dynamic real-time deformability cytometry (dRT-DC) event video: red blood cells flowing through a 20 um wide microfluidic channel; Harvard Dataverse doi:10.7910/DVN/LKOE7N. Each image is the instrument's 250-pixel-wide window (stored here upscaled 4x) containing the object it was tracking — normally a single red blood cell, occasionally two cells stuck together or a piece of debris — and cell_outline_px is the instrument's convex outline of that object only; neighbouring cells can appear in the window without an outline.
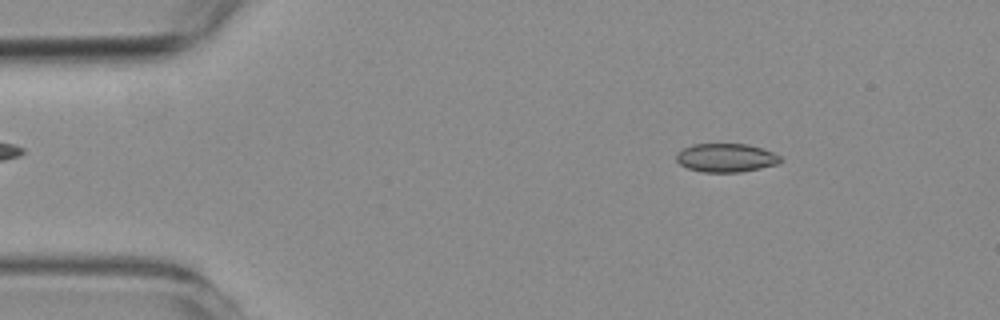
{"species": "common noctule bat (a hibernating species)", "species_latin": "Nyctalus noctula", "temperature_condition": "room temperature", "stored_images_in_passage": 50, "camera_frame_rate_fps": 3000, "um_per_image_px": 0.085, "animal": {"sex": "female", "body_mass_g": 19.3, "forearm_length_mm": 54.1}, "frame": {"image": 1, "passage_image": 8, "time_ms": 2.333, "image_size_px": [1000, 320], "cell_outline_px": [[784, 160], [780, 164], [740, 172], [704, 172], [688, 168], [680, 164], [676, 160], [676, 156], [684, 148], [692, 144], [748, 144], [764, 148], [780, 156]], "centroid_in_image_um": [61.77, 13.41], "position_along_channel_um": 23.2, "area_um2": 17.4}}
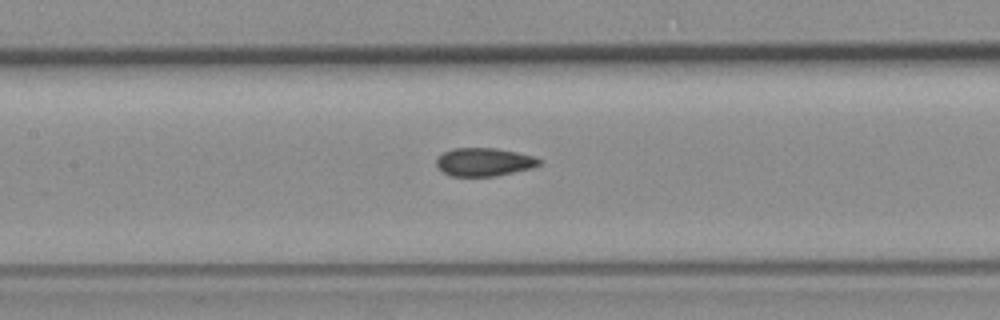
{"frame": {"image": 2, "passage_image": 26, "time_ms": 8.333, "image_size_px": [1000, 320], "cell_outline_px": [[540, 164], [532, 168], [496, 176], [452, 176], [444, 172], [436, 164], [436, 160], [444, 152], [452, 148], [496, 148], [536, 156], [540, 160]], "centroid_in_image_um": [41.17, 13.76], "position_along_channel_um": 166.2, "area_um2": 16.82}}
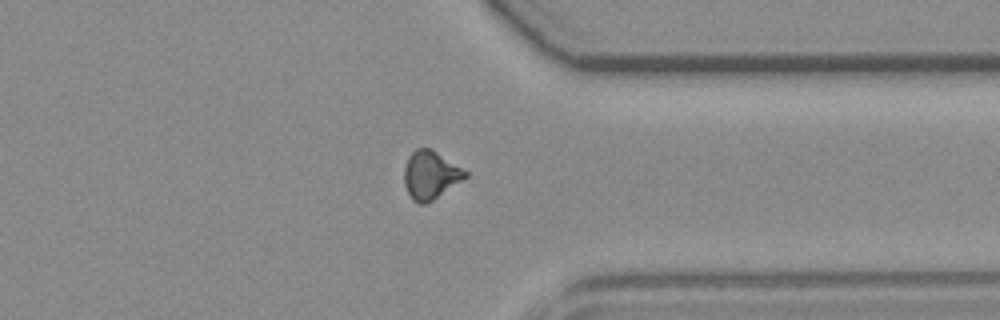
{"frame": {"image": 3, "passage_image": 44, "time_ms": 14.333, "image_size_px": [1000, 320], "cell_outline_px": [[468, 176], [432, 200], [424, 204], [420, 204], [412, 200], [404, 184], [404, 168], [408, 156], [416, 148], [432, 148], [468, 172]], "centroid_in_image_um": [36.57, 14.85], "position_along_channel_um": 374.8, "area_um2": 17.05}, "authors_computed_cell_mechanics": {"area_um2": 17.1955, "velocity_mm_per_s": 3.564, "shape_relaxation_time_tau1_ms": null, "shape_relaxation_time_tau2_ms": 2.2728, "deformation_change_tau1": null, "deformation_change_tau2": 0.0608}}